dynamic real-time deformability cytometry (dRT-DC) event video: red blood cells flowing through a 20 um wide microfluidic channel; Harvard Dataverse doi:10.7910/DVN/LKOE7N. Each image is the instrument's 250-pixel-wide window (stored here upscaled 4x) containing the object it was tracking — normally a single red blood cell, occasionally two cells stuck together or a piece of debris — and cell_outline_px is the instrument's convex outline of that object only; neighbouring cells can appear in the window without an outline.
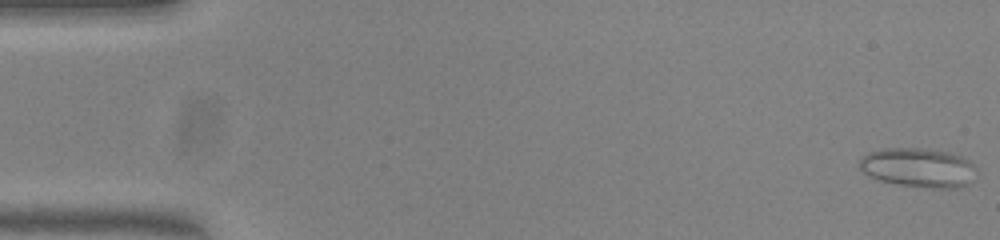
{"species": "common noctule bat (a hibernating species)", "species_latin": "Nyctalus noctula", "temperature_condition": "warm", "stored_images_in_passage": 53, "camera_frame_rate_fps": 3000, "um_per_image_px": 0.085, "animal": {"sex": "female", "body_mass_g": 23.0, "forearm_length_mm": 53.4}, "frame": {"image": 1, "passage_image": 1, "time_ms": 0.0, "image_size_px": [1000, 240], "cell_outline_px": [[976, 168], [968, 184], [960, 188], [932, 188], [900, 184], [880, 180], [864, 172], [860, 168], [860, 156], [868, 152], [884, 148], [920, 148], [948, 152], [960, 156], [976, 164]], "centroid_in_image_um": [78.06, 14.24], "position_along_channel_um": 6.9, "area_um2": 26.59}}
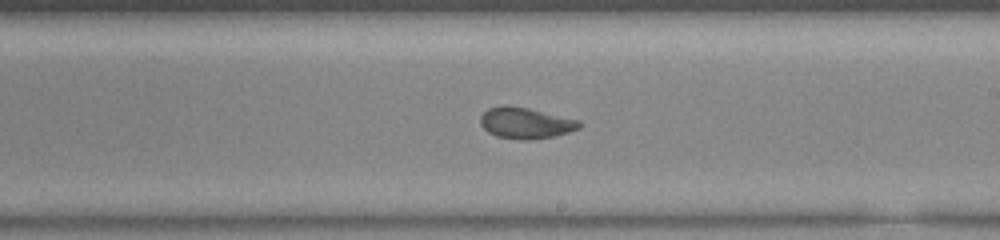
{"frame": {"image": 2, "passage_image": 31, "time_ms": 10.0, "image_size_px": [1000, 240], "cell_outline_px": [[580, 128], [568, 132], [552, 136], [528, 140], [520, 140], [496, 136], [488, 132], [480, 124], [480, 116], [488, 108], [504, 104], [508, 104], [528, 108], [580, 120]], "centroid_in_image_um": [44.64, 10.44], "position_along_channel_um": 244.4, "area_um2": 17.98}}
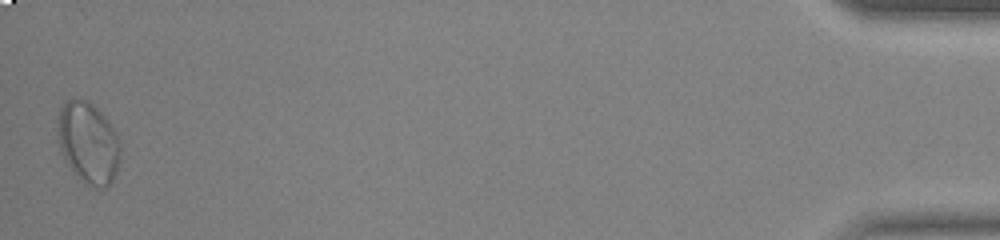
{"frame": {"image": 3, "passage_image": 53, "time_ms": 17.333, "image_size_px": [1000, 240], "cell_outline_px": [[120, 156], [116, 172], [112, 180], [104, 188], [96, 188], [88, 184], [72, 172], [56, 140], [56, 128], [60, 108], [72, 96], [88, 100], [104, 116], [116, 132], [120, 144]], "centroid_in_image_um": [7.47, 12.1], "position_along_channel_um": 427.7, "area_um2": 29.88}, "authors_computed_cell_mechanics": {"area_um2": 19.7676, "velocity_mm_per_s": 3.8123, "shape_relaxation_time_tau1_ms": null, "shape_relaxation_time_tau2_ms": 1.2372, "deformation_change_tau1": null, "deformation_change_tau2": 0.0657}}